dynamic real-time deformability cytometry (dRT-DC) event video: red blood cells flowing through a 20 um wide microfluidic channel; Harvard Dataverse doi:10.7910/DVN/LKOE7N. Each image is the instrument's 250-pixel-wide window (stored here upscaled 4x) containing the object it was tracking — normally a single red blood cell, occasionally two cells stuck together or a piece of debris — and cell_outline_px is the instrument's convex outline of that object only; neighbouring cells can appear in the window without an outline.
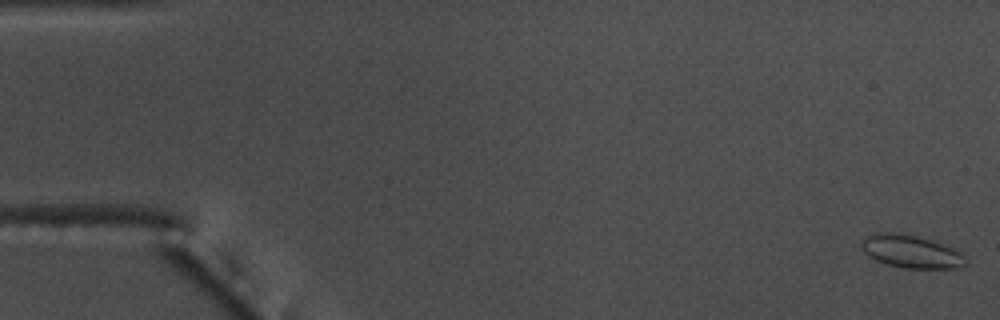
{"species": "common noctule bat (a hibernating species)", "species_latin": "Nyctalus noctula", "temperature_condition": "warm", "stored_images_in_passage": 56, "camera_frame_rate_fps": 3000, "um_per_image_px": 0.085, "animal": {"sex": "male", "body_mass_g": 17.5, "forearm_length_mm": 52.3}, "frame": {"image": 1, "passage_image": 1, "time_ms": 0.0, "image_size_px": [1000, 320], "cell_outline_px": [[968, 264], [960, 268], [904, 268], [888, 264], [876, 260], [868, 256], [860, 248], [860, 240], [872, 232], [900, 232], [932, 240], [952, 248], [960, 252], [964, 256]], "centroid_in_image_um": [77.4, 21.36], "position_along_channel_um": 7.6, "area_um2": 20.23}}
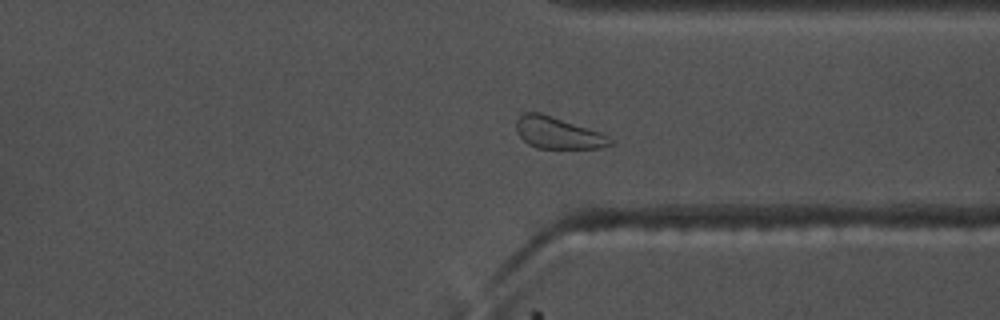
{"frame": {"image": 2, "passage_image": 43, "time_ms": 14.0, "image_size_px": [1000, 320], "cell_outline_px": [[612, 144], [600, 148], [536, 148], [528, 144], [520, 136], [516, 128], [516, 120], [524, 112], [540, 112], [600, 132], [608, 136], [612, 140]], "centroid_in_image_um": [47.4, 11.3], "position_along_channel_um": 364.0, "area_um2": 17.17}}
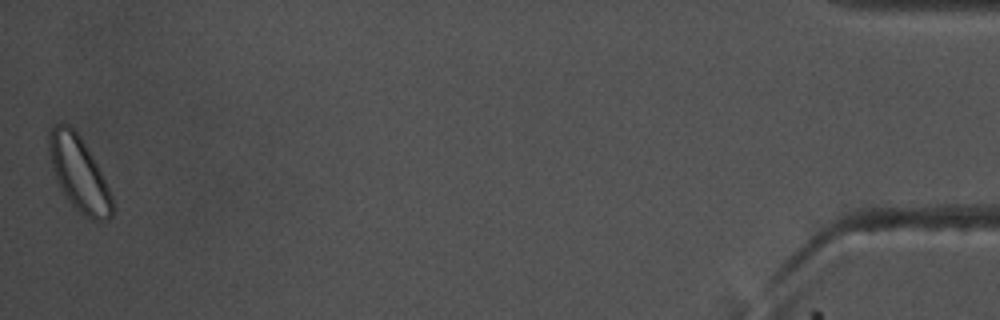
{"frame": {"image": 3, "passage_image": 56, "time_ms": 18.333, "image_size_px": [1000, 320], "cell_outline_px": [[116, 208], [112, 216], [104, 220], [92, 220], [80, 212], [68, 200], [60, 188], [52, 168], [48, 152], [48, 132], [56, 124], [68, 124], [80, 136], [92, 156], [112, 196]], "centroid_in_image_um": [6.7, 14.78], "position_along_channel_um": 428.5, "area_um2": 27.17}}